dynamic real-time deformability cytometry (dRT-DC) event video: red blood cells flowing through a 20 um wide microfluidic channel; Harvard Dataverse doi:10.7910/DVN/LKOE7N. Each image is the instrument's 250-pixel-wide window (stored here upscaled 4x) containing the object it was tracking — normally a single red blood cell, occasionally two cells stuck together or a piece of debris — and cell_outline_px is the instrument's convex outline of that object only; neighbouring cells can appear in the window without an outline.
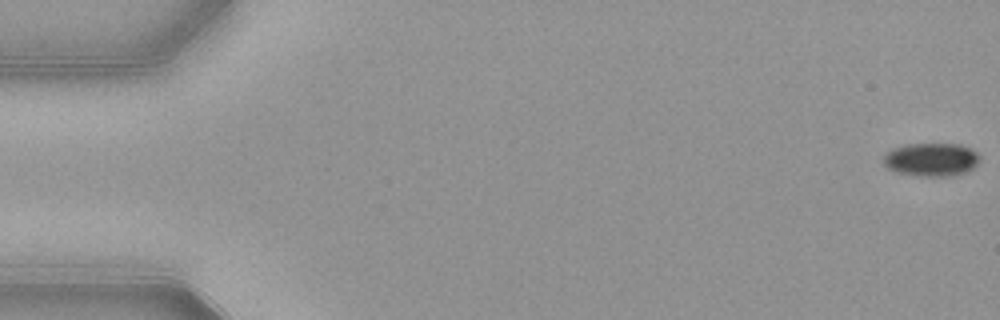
{"species": "common noctule bat (a hibernating species)", "species_latin": "Nyctalus noctula", "temperature_condition": "warm", "stored_images_in_passage": 54, "camera_frame_rate_fps": 3000, "um_per_image_px": 0.085, "animal": {"sex": "female", "body_mass_g": 21.9}, "frame": {"image": 1, "passage_image": 1, "time_ms": 0.0, "image_size_px": [1000, 320], "cell_outline_px": [[980, 160], [968, 172], [952, 176], [920, 176], [896, 172], [888, 168], [884, 164], [884, 156], [888, 152], [896, 148], [908, 144], [960, 144], [976, 152], [980, 156]], "centroid_in_image_um": [79.19, 13.57], "position_along_channel_um": 5.8, "area_um2": 18.55}}
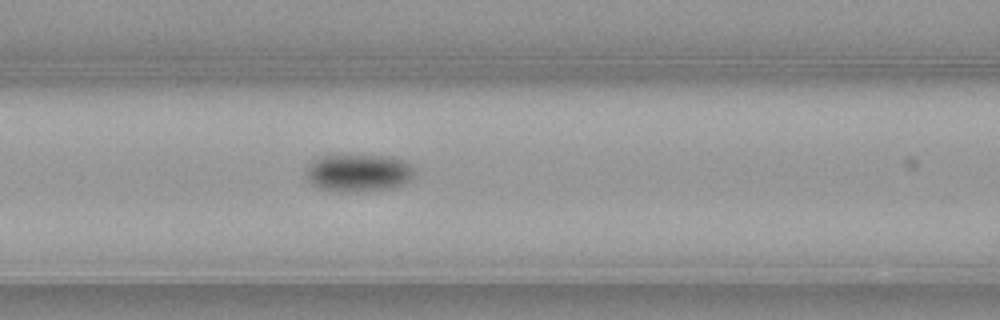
{"frame": {"image": 2, "passage_image": 23, "time_ms": 7.333, "image_size_px": [1000, 320], "cell_outline_px": [[412, 176], [404, 184], [392, 188], [344, 192], [316, 188], [308, 180], [304, 172], [304, 168], [312, 160], [320, 156], [392, 156], [404, 160], [412, 168]], "centroid_in_image_um": [30.39, 14.69], "position_along_channel_um": 136.2, "area_um2": 23.64}}
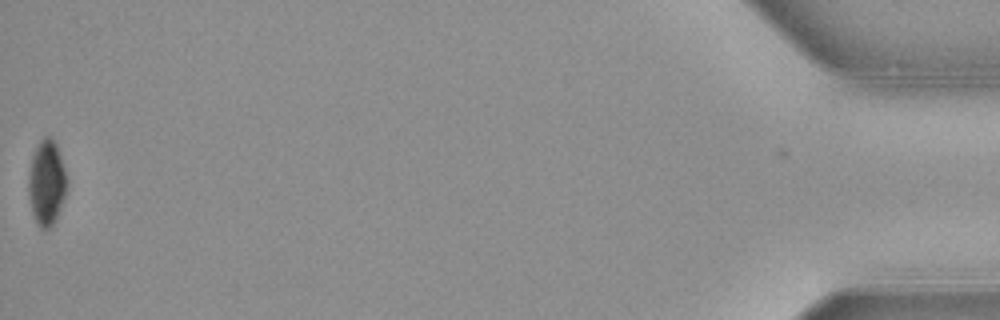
{"frame": {"image": 3, "passage_image": 54, "time_ms": 17.667, "image_size_px": [1000, 320], "cell_outline_px": [[68, 180], [64, 196], [56, 220], [48, 228], [40, 228], [32, 212], [28, 192], [28, 176], [32, 156], [40, 140], [44, 136], [48, 136], [56, 140]], "centroid_in_image_um": [3.97, 15.48], "position_along_channel_um": 431.2, "area_um2": 19.02}, "authors_computed_cell_mechanics": {"area_um2": 21.5305, "velocity_mm_per_s": 3.8807, "shape_relaxation_time_tau1_ms": 3.7349, "shape_relaxation_time_tau2_ms": null, "deformation_change_tau1": 0.1085, "deformation_change_tau2": null}}